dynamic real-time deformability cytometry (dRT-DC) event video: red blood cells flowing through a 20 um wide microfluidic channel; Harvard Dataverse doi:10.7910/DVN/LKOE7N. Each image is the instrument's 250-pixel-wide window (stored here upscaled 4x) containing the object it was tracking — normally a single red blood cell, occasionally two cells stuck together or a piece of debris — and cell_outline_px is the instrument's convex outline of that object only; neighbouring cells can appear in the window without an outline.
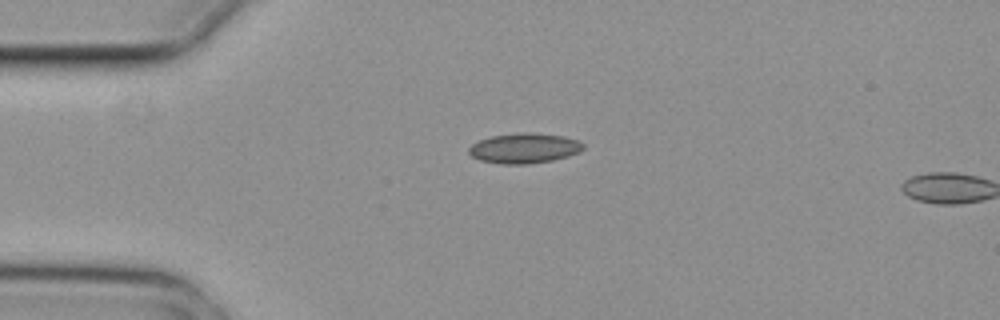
{"species": "common noctule bat (a hibernating species)", "species_latin": "Nyctalus noctula", "temperature_condition": "cold", "stored_images_in_passage": 2, "camera_frame_rate_fps": 3000, "um_per_image_px": 0.085, "animal": {"sex": "female", "body_mass_g": 29.2, "forearm_length_mm": 56.3}, "frame": {"image": 1, "passage_image": 1, "time_ms": 0.0, "image_size_px": [1000, 320], "cell_outline_px": [[584, 148], [580, 152], [568, 156], [552, 160], [528, 164], [500, 164], [480, 160], [472, 156], [468, 152], [468, 148], [472, 144], [480, 140], [492, 136], [520, 132], [532, 132], [564, 136], [576, 140], [584, 144]], "centroid_in_image_um": [44.56, 12.59], "position_along_channel_um": 40.4, "area_um2": 20.11}}